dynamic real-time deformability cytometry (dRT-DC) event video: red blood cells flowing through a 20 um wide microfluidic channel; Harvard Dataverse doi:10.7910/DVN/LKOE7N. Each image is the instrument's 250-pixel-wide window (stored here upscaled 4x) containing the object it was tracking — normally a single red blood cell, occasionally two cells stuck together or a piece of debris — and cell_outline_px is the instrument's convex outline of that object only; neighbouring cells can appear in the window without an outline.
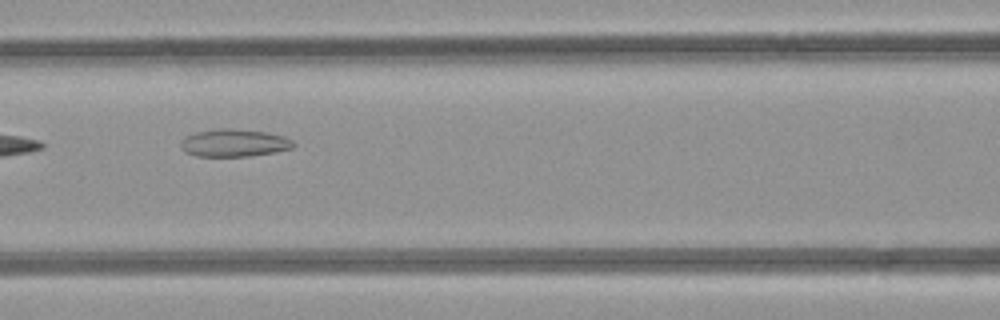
{"species": "common noctule bat (a hibernating species)", "species_latin": "Nyctalus noctula", "temperature_condition": "room temperature", "stored_images_in_passage": 6, "camera_frame_rate_fps": 3000, "um_per_image_px": 0.085, "animal": {"sex": "female", "body_mass_g": 21.9}, "frame": {"image": 1, "passage_image": 6, "time_ms": 6.333, "image_size_px": [1000, 320], "cell_outline_px": [[296, 144], [292, 148], [272, 152], [248, 156], [196, 156], [184, 152], [180, 148], [180, 140], [196, 132], [220, 128], [228, 128], [264, 132], [284, 136], [292, 140]], "centroid_in_image_um": [19.86, 12.15], "position_along_channel_um": 146.7, "area_um2": 17.98}}